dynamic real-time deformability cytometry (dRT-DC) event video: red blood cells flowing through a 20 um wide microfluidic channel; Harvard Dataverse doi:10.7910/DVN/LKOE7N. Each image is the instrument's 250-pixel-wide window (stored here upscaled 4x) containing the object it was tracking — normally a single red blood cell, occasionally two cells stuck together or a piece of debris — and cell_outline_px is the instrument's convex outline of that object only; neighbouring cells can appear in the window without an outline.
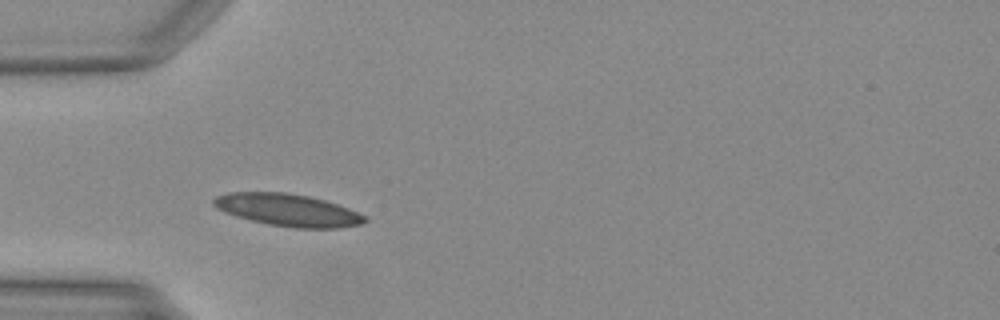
{"species": "Egyptian fruit bat (a non-hibernating species)", "species_latin": "Rousettus aegyptiacus", "temperature_condition": "warm", "stored_images_in_passage": 7, "camera_frame_rate_fps": 3000, "um_per_image_px": 0.085, "animal": {"sex": "female"}, "frame": {"image": 1, "passage_image": 1, "time_ms": 0.0, "image_size_px": [1000, 320], "cell_outline_px": [[368, 220], [360, 224], [336, 228], [296, 228], [268, 224], [236, 216], [224, 212], [216, 208], [212, 204], [212, 200], [216, 196], [228, 192], [284, 192], [308, 196], [324, 200], [348, 208], [368, 216]], "centroid_in_image_um": [24.45, 17.85], "position_along_channel_um": 60.5, "area_um2": 28.38}}
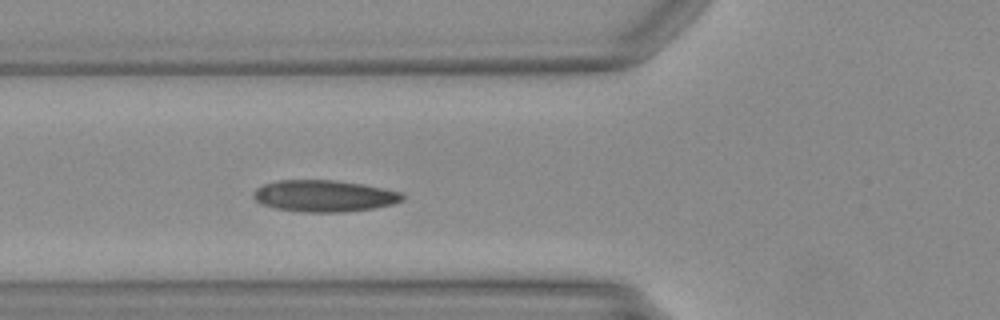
{"frame": {"image": 2, "passage_image": 4, "time_ms": 1.0, "image_size_px": [1000, 320], "cell_outline_px": [[404, 200], [392, 204], [372, 208], [344, 212], [300, 212], [276, 208], [260, 204], [252, 196], [252, 192], [256, 188], [264, 184], [280, 180], [332, 180], [360, 184], [404, 192]], "centroid_in_image_um": [27.53, 16.66], "position_along_channel_um": 98.3, "area_um2": 27.46}}
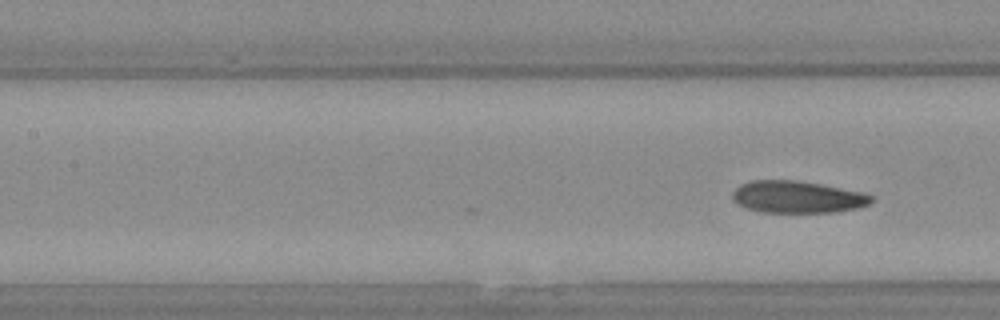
{"frame": {"image": 3, "passage_image": 7, "time_ms": 2.0, "image_size_px": [1000, 320], "cell_outline_px": [[872, 200], [868, 204], [860, 208], [836, 212], [760, 212], [744, 208], [736, 204], [732, 200], [732, 192], [740, 184], [752, 180], [796, 180], [820, 184], [860, 192], [872, 196]], "centroid_in_image_um": [67.71, 16.75], "position_along_channel_um": 139.7, "area_um2": 26.01}}